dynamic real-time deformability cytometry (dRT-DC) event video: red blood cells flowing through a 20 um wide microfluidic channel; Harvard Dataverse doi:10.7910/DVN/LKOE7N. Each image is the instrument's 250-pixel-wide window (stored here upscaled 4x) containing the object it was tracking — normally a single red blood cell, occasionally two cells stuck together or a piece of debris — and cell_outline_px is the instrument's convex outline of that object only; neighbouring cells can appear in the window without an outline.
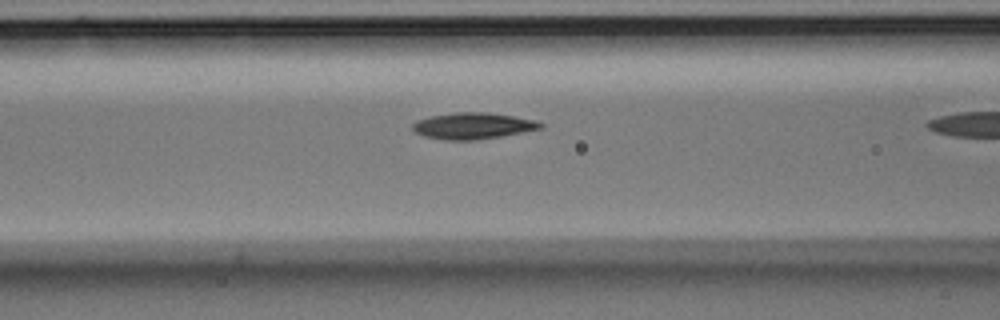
{"species": "Egyptian fruit bat (a non-hibernating species)", "species_latin": "Rousettus aegyptiacus", "temperature_condition": "room temperature", "stored_images_in_passage": 11, "camera_frame_rate_fps": 3000, "um_per_image_px": 0.085, "animal": {"sex": "male"}, "frame": {"image": 1, "passage_image": 10, "time_ms": 3.0, "image_size_px": [1000, 320], "cell_outline_px": [[544, 128], [500, 136], [476, 140], [444, 140], [424, 136], [416, 132], [412, 128], [412, 124], [416, 120], [432, 116], [456, 112], [488, 112], [536, 120], [544, 124]], "centroid_in_image_um": [40.2, 10.69], "position_along_channel_um": 126.4, "area_um2": 19.59}}